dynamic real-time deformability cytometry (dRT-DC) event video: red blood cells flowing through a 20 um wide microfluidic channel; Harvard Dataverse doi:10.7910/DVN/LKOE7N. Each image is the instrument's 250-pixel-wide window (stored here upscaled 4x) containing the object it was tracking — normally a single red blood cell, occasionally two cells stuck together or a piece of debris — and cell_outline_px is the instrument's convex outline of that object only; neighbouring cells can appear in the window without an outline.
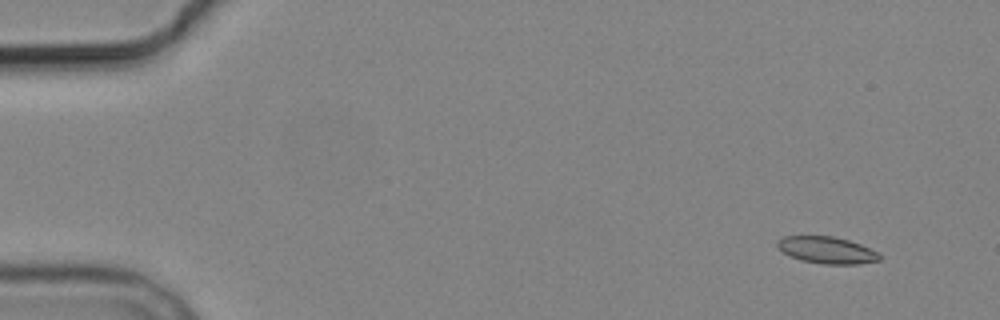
{"species": "common noctule bat (a hibernating species)", "species_latin": "Nyctalus noctula", "temperature_condition": "cold", "stored_images_in_passage": 6, "segment_of_instrument_passage": [1, 2], "camera_frame_rate_fps": 3000, "um_per_image_px": 0.085, "animal": {"sex": "male", "body_mass_g": 19.2, "forearm_length_mm": 51.8}, "frame": {"image": 1, "passage_image": 2, "time_ms": 1.0, "image_size_px": [1000, 320], "cell_outline_px": [[880, 260], [856, 264], [824, 264], [800, 260], [784, 252], [776, 244], [776, 240], [784, 236], [832, 236], [848, 240], [860, 244], [880, 252]], "centroid_in_image_um": [70.3, 21.25], "position_along_channel_um": 14.7, "area_um2": 15.9}}